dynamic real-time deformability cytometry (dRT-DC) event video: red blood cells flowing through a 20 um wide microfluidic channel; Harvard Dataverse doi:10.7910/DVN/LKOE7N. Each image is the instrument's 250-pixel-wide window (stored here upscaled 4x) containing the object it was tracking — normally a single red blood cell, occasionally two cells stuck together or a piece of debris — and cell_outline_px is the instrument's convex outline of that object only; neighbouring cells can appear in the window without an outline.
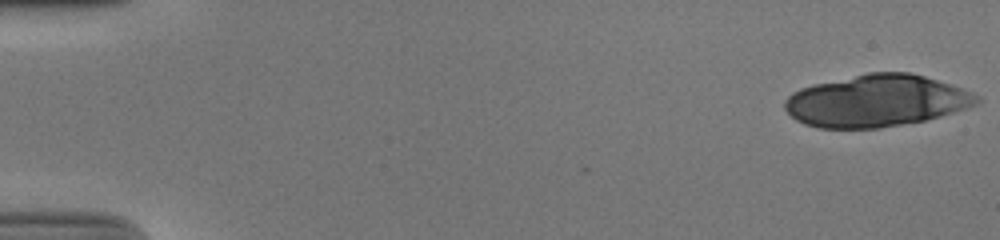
{"species": "human", "species_latin": "Homo sapiens", "temperature_condition": "cold", "stored_images_in_passage": 18, "camera_frame_rate_fps": 3000, "um_per_image_px": 0.085, "donor": {"sex": "male"}, "frame": {"image": 1, "passage_image": 1, "time_ms": 0.0, "image_size_px": [1000, 240], "cell_outline_px": [[980, 100], [976, 104], [968, 108], [940, 116], [924, 120], [880, 128], [816, 128], [804, 124], [796, 120], [784, 108], [784, 100], [792, 92], [800, 88], [812, 84], [868, 72], [912, 72], [972, 92], [980, 96]], "centroid_in_image_um": [74.46, 8.57], "position_along_channel_um": 10.5, "area_um2": 58.2}}